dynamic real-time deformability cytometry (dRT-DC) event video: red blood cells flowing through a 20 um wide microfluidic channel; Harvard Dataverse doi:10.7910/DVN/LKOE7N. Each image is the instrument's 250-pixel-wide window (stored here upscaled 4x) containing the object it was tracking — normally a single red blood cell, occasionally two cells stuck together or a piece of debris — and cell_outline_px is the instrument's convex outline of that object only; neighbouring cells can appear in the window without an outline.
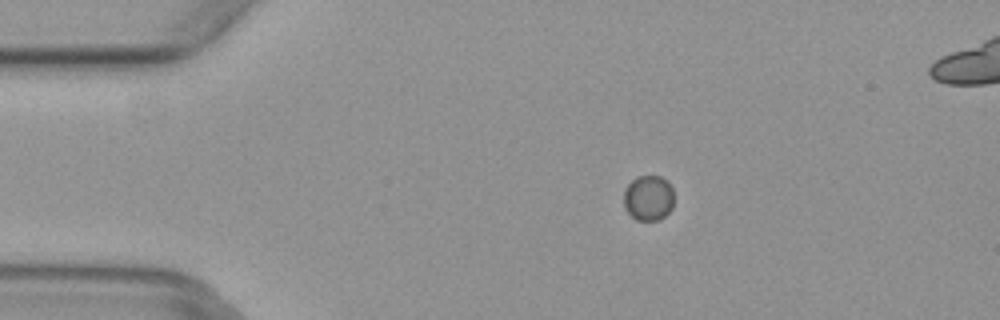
{"species": "common noctule bat (a hibernating species)", "species_latin": "Nyctalus noctula", "temperature_condition": "warm", "stored_images_in_passage": 6, "camera_frame_rate_fps": 3000, "um_per_image_px": 0.085, "animal": {"sex": "female", "body_mass_g": 29.2, "forearm_length_mm": 56.3}, "frame": {"image": 1, "passage_image": 3, "time_ms": 0.667, "image_size_px": [1000, 320], "cell_outline_px": [[672, 208], [664, 216], [656, 220], [636, 220], [624, 208], [624, 188], [632, 180], [640, 176], [660, 176], [668, 180], [672, 188]], "centroid_in_image_um": [55.1, 16.81], "position_along_channel_um": 29.9, "area_um2": 13.24}}
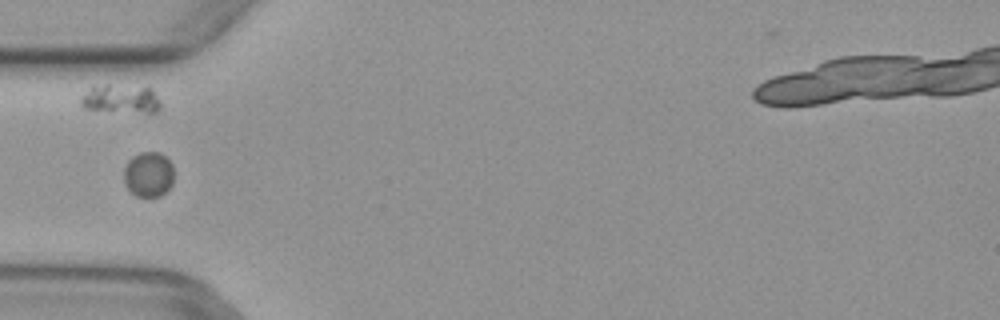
{"frame": {"image": 2, "passage_image": 5, "time_ms": 1.333, "image_size_px": [1000, 320], "cell_outline_px": [[172, 184], [160, 196], [136, 196], [128, 188], [124, 180], [124, 168], [128, 160], [132, 156], [140, 152], [160, 152], [172, 164]], "centroid_in_image_um": [12.6, 14.8], "position_along_channel_um": 72.4, "area_um2": 13.01}}
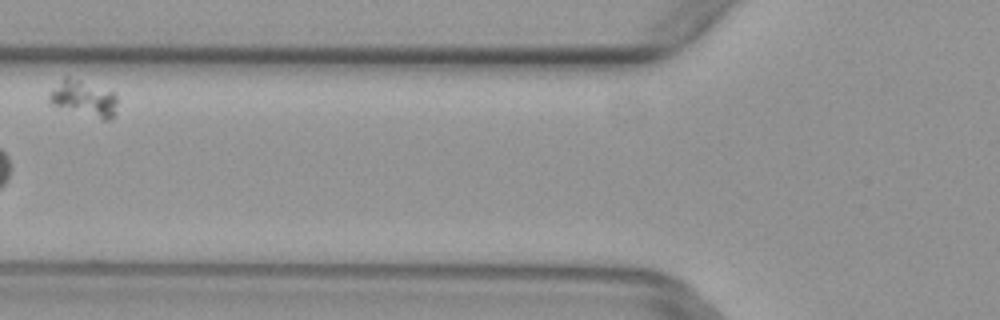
{"frame": {"image": 3, "passage_image": 6, "time_ms": 1.667, "image_size_px": [1000, 320], "cell_outline_px": [[116, 104], [112, 116], [108, 120], [104, 120], [52, 104], [48, 100], [48, 92], [64, 76], [68, 76], [116, 92]], "centroid_in_image_um": [7.09, 8.32], "position_along_channel_um": 118.7, "area_um2": 14.05}}